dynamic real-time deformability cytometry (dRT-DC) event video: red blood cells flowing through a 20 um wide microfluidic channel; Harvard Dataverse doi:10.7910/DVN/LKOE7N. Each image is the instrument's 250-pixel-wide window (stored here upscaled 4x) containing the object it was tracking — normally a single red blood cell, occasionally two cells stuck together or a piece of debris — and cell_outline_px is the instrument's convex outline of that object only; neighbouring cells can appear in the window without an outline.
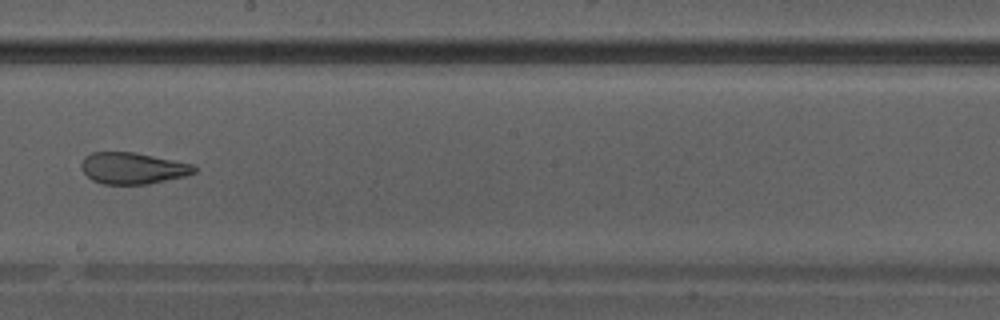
{"species": "Egyptian fruit bat (a non-hibernating species)", "species_latin": "Rousettus aegyptiacus", "temperature_condition": "warm", "stored_images_in_passage": 28, "camera_frame_rate_fps": 3000, "um_per_image_px": 0.085, "animal": {"sex": "male"}, "frame": {"image": 1, "passage_image": 16, "time_ms": 5.0, "image_size_px": [1000, 320], "cell_outline_px": [[196, 172], [184, 176], [148, 184], [104, 184], [92, 180], [80, 168], [80, 164], [84, 156], [92, 152], [132, 152], [196, 164]], "centroid_in_image_um": [11.28, 14.29], "position_along_channel_um": 236.9, "area_um2": 20.75}}